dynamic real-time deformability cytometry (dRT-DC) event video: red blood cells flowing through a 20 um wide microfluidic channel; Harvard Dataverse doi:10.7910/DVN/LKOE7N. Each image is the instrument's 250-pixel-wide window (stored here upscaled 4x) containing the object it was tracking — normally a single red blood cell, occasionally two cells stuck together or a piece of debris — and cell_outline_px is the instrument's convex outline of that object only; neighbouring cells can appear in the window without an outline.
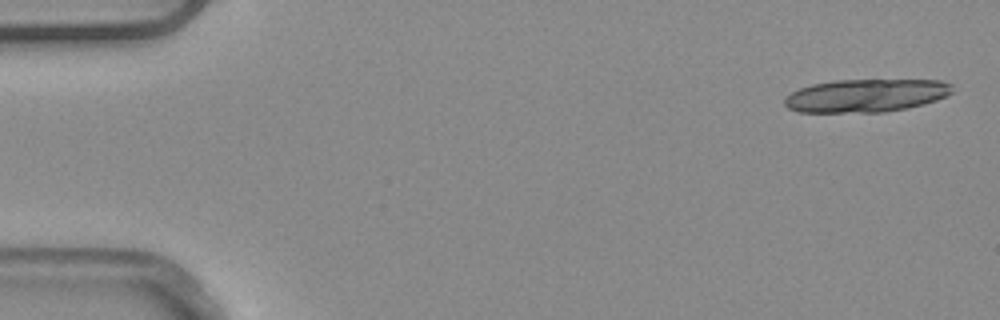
{"species": "common noctule bat (a hibernating species)", "species_latin": "Nyctalus noctula", "temperature_condition": "warm", "stored_images_in_passage": 4, "camera_frame_rate_fps": 3000, "um_per_image_px": 0.085, "animal": {"sex": "male", "body_mass_g": 20.4}, "frame": {"image": 1, "passage_image": 1, "time_ms": 0.0, "image_size_px": [1000, 320], "cell_outline_px": [[952, 92], [936, 100], [924, 104], [908, 108], [884, 112], [800, 112], [788, 108], [784, 104], [784, 100], [792, 92], [800, 88], [812, 84], [832, 80], [944, 80], [952, 84]], "centroid_in_image_um": [73.62, 8.12], "position_along_channel_um": 11.4, "area_um2": 32.31}}